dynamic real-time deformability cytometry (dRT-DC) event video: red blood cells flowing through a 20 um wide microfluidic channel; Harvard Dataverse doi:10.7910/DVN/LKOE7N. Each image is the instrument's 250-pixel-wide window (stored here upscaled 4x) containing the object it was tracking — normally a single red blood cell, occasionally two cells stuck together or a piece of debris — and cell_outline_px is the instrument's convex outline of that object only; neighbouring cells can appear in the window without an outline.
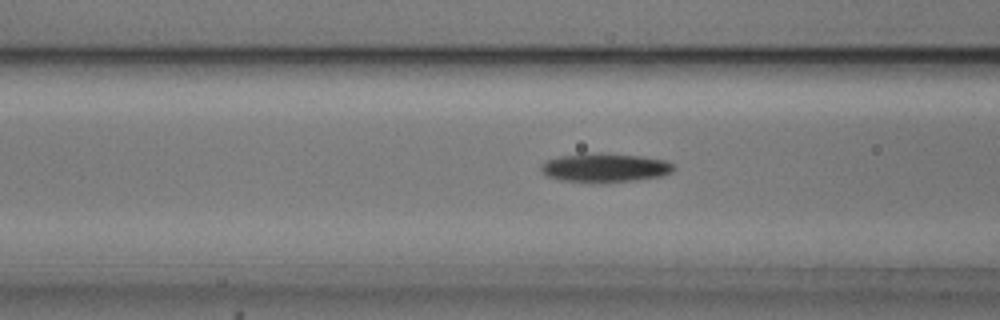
{"species": "common noctule bat (a hibernating species)", "species_latin": "Nyctalus noctula", "temperature_condition": "cold", "stored_images_in_passage": 55, "camera_frame_rate_fps": 3000, "um_per_image_px": 0.085, "animal": {"sex": "male", "body_mass_g": 20.5, "forearm_length_mm": 52.5}, "frame": {"image": 1, "passage_image": 21, "time_ms": 6.667, "image_size_px": [1000, 320], "cell_outline_px": [[676, 168], [672, 172], [660, 176], [632, 180], [560, 180], [548, 176], [540, 168], [540, 164], [544, 160], [560, 156], [600, 152], [608, 152], [640, 156], [664, 160], [676, 164]], "centroid_in_image_um": [51.45, 14.2], "position_along_channel_um": 115.2, "area_um2": 21.73}}
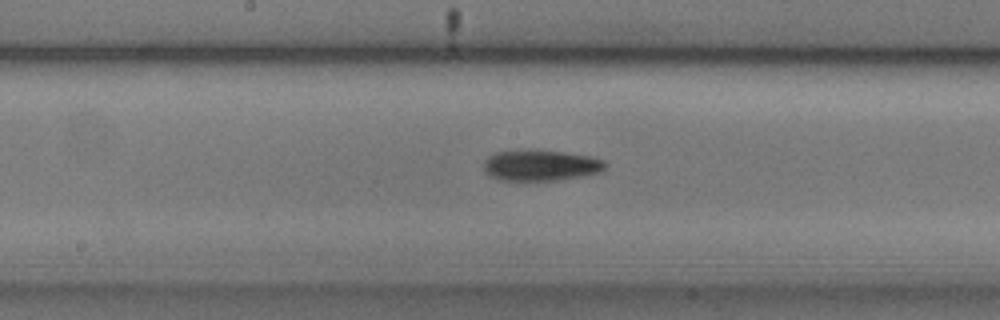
{"frame": {"image": 2, "passage_image": 28, "time_ms": 9.0, "image_size_px": [1000, 320], "cell_outline_px": [[608, 164], [600, 172], [580, 176], [556, 180], [500, 180], [484, 172], [484, 160], [488, 156], [496, 152], [524, 148], [564, 152], [592, 156], [604, 160]], "centroid_in_image_um": [45.94, 14.02], "position_along_channel_um": 202.3, "area_um2": 22.2}}
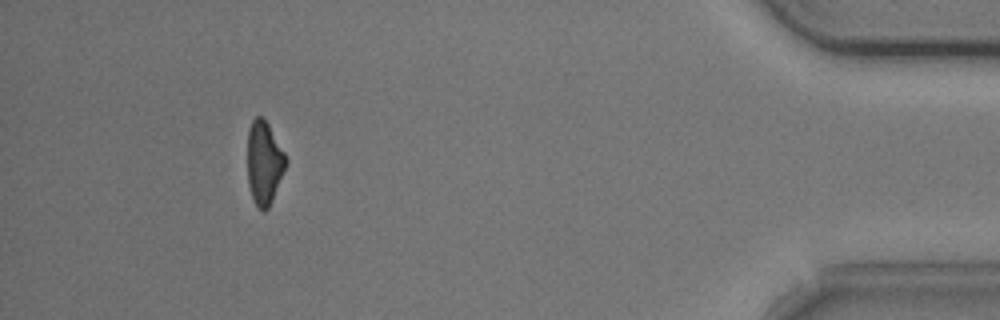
{"frame": {"image": 3, "passage_image": 50, "time_ms": 16.333, "image_size_px": [1000, 320], "cell_outline_px": [[288, 160], [272, 200], [268, 208], [264, 212], [256, 204], [252, 196], [248, 184], [248, 128], [252, 120], [256, 116], [264, 116], [284, 152]], "centroid_in_image_um": [22.45, 13.79], "position_along_channel_um": 412.8, "area_um2": 18.5}}